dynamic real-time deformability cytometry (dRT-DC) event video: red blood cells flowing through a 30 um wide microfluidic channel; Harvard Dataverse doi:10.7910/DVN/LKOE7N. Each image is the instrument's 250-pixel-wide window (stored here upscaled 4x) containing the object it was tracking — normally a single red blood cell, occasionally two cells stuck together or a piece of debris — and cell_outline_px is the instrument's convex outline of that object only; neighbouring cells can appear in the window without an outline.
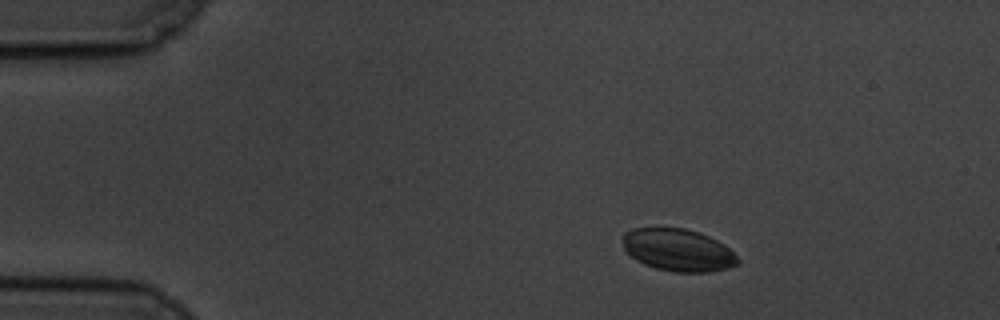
{"species": "common noctule bat (a hibernating species)", "species_latin": "Nyctalus noctula", "temperature_condition": "cold", "stored_images_in_passage": 57, "camera_frame_rate_fps": 3000, "um_per_image_px": 0.085, "animal": {"sex": "male", "body_mass_g": 19.5, "forearm_length_mm": 54.6}, "frame": {"image": 1, "passage_image": 8, "time_ms": 2.333, "image_size_px": [1000, 320], "cell_outline_px": [[740, 264], [728, 268], [708, 272], [672, 272], [656, 268], [644, 264], [636, 260], [624, 248], [624, 232], [632, 228], [684, 228], [700, 232], [724, 244], [740, 260]], "centroid_in_image_um": [57.66, 21.26], "position_along_channel_um": 27.3, "area_um2": 28.32}}
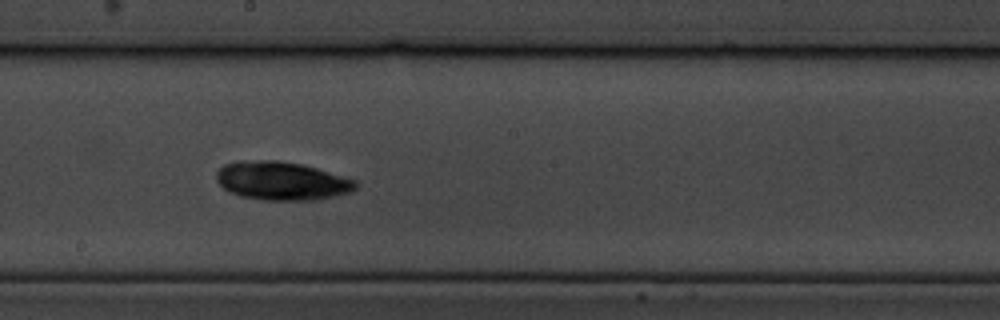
{"frame": {"image": 2, "passage_image": 31, "time_ms": 10.0, "image_size_px": [1000, 320], "cell_outline_px": [[356, 188], [352, 192], [336, 196], [316, 200], [260, 200], [240, 196], [224, 188], [216, 180], [216, 172], [224, 164], [240, 160], [276, 160], [300, 164], [316, 168], [356, 180]], "centroid_in_image_um": [23.94, 15.38], "position_along_channel_um": 224.3, "area_um2": 31.27}}
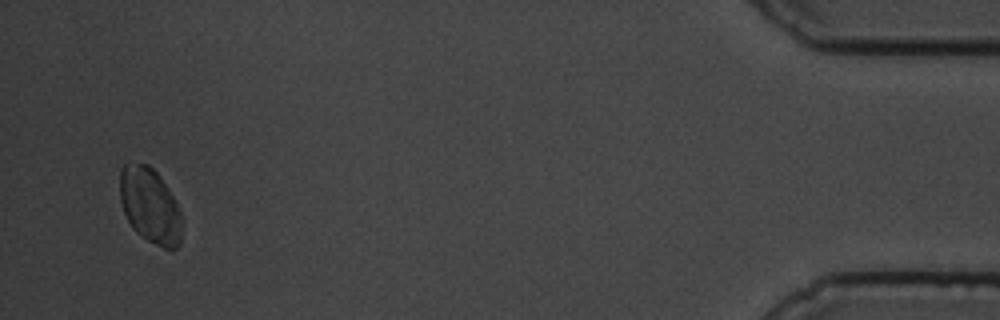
{"frame": {"image": 3, "passage_image": 55, "time_ms": 18.0, "image_size_px": [1000, 320], "cell_outline_px": [[180, 244], [176, 248], [164, 248], [140, 236], [132, 228], [124, 212], [120, 200], [120, 168], [124, 164], [148, 164], [156, 172], [168, 188], [180, 212]], "centroid_in_image_um": [12.72, 17.47], "position_along_channel_um": 422.5, "area_um2": 26.76}}